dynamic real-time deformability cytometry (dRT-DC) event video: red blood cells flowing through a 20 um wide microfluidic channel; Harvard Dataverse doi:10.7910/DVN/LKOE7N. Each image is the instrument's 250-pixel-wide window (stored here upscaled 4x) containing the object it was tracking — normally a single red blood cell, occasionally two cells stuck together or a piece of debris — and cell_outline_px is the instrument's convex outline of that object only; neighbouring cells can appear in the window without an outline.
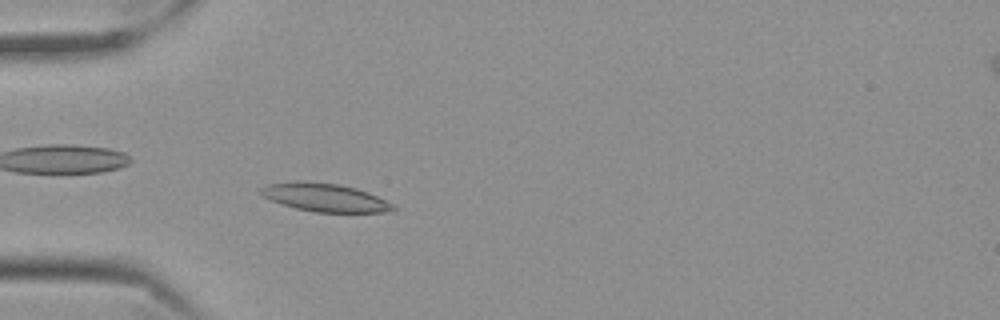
{"species": "Egyptian fruit bat (a non-hibernating species)", "species_latin": "Rousettus aegyptiacus", "temperature_condition": "cold", "stored_images_in_passage": 42, "camera_frame_rate_fps": 3000, "um_per_image_px": 0.085, "frame": {"image": 1, "passage_image": 2, "time_ms": 0.333, "image_size_px": [1000, 320], "cell_outline_px": [[396, 212], [316, 212], [296, 208], [272, 200], [264, 196], [260, 192], [260, 188], [268, 184], [340, 184], [356, 188], [368, 192], [396, 204]], "centroid_in_image_um": [27.8, 16.84], "position_along_channel_um": 57.2, "area_um2": 20.81}}
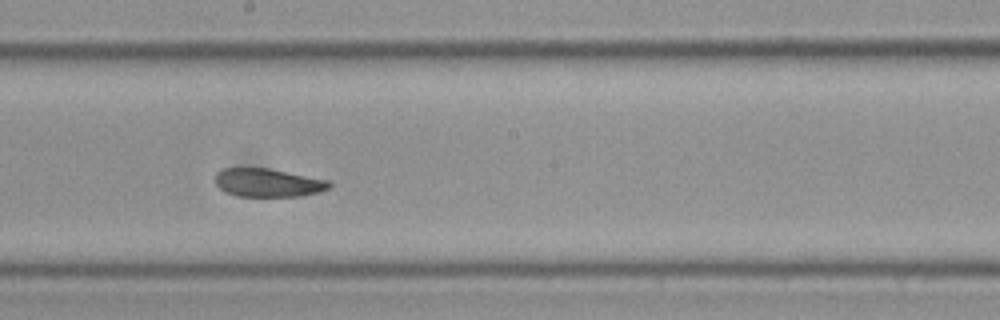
{"frame": {"image": 2, "passage_image": 17, "time_ms": 5.333, "image_size_px": [1000, 320], "cell_outline_px": [[332, 184], [328, 188], [320, 192], [300, 196], [236, 196], [220, 188], [216, 184], [216, 172], [224, 168], [268, 168], [328, 180]], "centroid_in_image_um": [22.78, 15.53], "position_along_channel_um": 225.4, "area_um2": 18.67}}
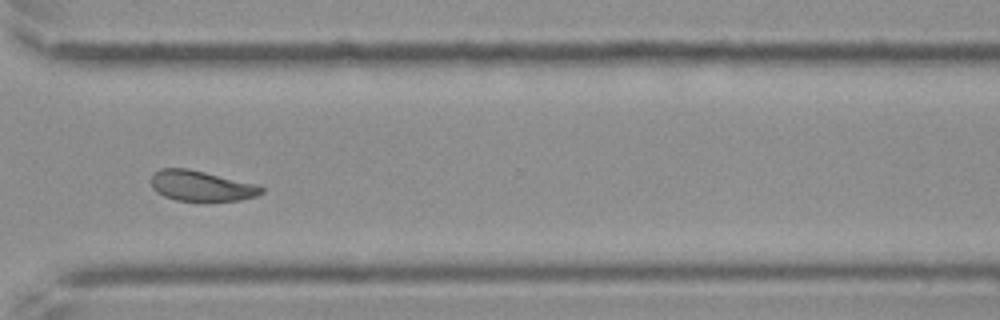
{"frame": {"image": 3, "passage_image": 28, "time_ms": 9.0, "image_size_px": [1000, 320], "cell_outline_px": [[264, 192], [256, 196], [240, 200], [176, 200], [164, 196], [156, 192], [152, 188], [152, 176], [160, 168], [188, 168], [256, 184], [264, 188]], "centroid_in_image_um": [17.11, 15.79], "position_along_channel_um": 353.5, "area_um2": 19.31}, "authors_computed_cell_mechanics": {"area_um2": 19.7965, "velocity_mm_per_s": 3.486, "shape_relaxation_time_tau1_ms": 4.6239, "shape_relaxation_time_tau2_ms": 4.2348, "deformation_change_tau1": 0.1241, "deformation_change_tau2": 0.091}}